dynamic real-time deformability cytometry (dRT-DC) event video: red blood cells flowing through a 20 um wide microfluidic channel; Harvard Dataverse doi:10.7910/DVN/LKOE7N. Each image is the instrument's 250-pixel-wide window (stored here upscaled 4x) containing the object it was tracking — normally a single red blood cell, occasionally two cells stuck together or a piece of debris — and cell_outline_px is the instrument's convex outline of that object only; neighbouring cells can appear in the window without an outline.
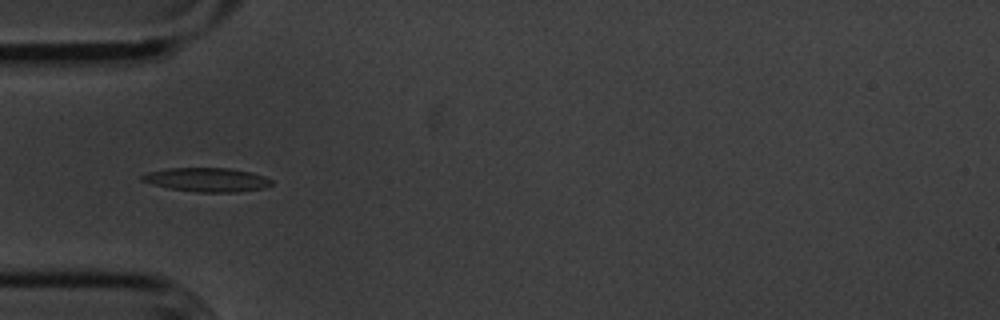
{"species": "common noctule bat (a hibernating species)", "species_latin": "Nyctalus noctula", "temperature_condition": "cold", "stored_images_in_passage": 9, "camera_frame_rate_fps": 3000, "um_per_image_px": 0.085, "animal": {"sex": "male", "body_mass_g": 20.1, "forearm_length_mm": 53.5}, "frame": {"image": 1, "passage_image": 6, "time_ms": 1.667, "image_size_px": [1000, 320], "cell_outline_px": [[272, 184], [264, 188], [240, 192], [196, 192], [168, 188], [152, 184], [140, 180], [140, 176], [148, 172], [168, 168], [228, 168], [252, 172], [264, 176], [272, 180]], "centroid_in_image_um": [17.59, 15.28], "position_along_channel_um": 67.4, "area_um2": 18.15}}